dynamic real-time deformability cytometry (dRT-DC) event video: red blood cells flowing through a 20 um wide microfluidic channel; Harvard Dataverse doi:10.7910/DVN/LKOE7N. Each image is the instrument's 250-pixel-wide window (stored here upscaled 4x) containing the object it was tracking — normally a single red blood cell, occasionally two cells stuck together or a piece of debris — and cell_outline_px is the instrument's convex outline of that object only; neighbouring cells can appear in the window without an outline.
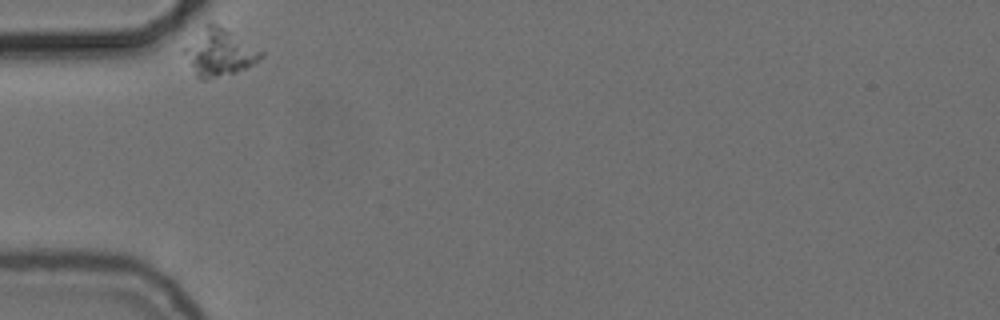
{"species": "common noctule bat (a hibernating species)", "species_latin": "Nyctalus noctula", "temperature_condition": "cold", "stored_images_in_passage": 33, "camera_frame_rate_fps": 3000, "um_per_image_px": 0.085, "animal": {"sex": "female", "body_mass_g": 24.6, "forearm_length_mm": 56.2}, "frame": {"image": 1, "passage_image": 1, "time_ms": 0.0, "image_size_px": [1000, 320], "cell_outline_px": [[264, 56], [260, 60], [244, 68], [232, 72], [204, 80], [200, 80], [196, 76], [180, 52], [204, 24], [216, 24], [232, 32], [264, 52]], "centroid_in_image_um": [18.59, 4.46], "position_along_channel_um": 66.4, "area_um2": 20.87}}
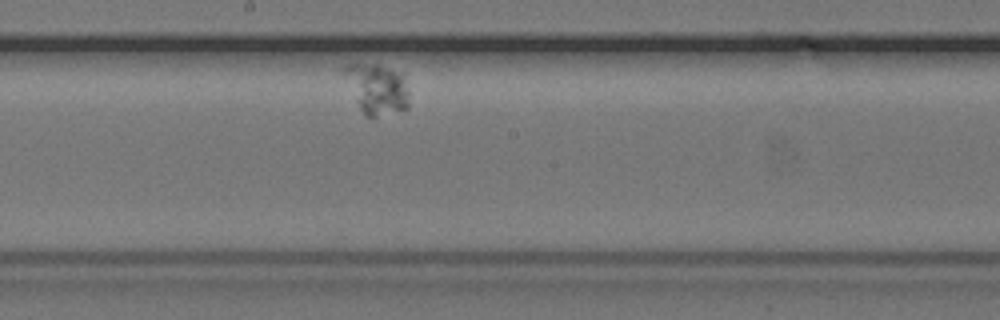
{"frame": {"image": 2, "passage_image": 17, "time_ms": 5.333, "image_size_px": [1000, 320], "cell_outline_px": [[408, 108], [372, 120], [364, 116], [360, 108], [344, 72], [344, 68], [348, 64], [376, 64], [404, 72], [408, 92]], "centroid_in_image_um": [32.11, 7.58], "position_along_channel_um": 216.1, "area_um2": 19.13}}
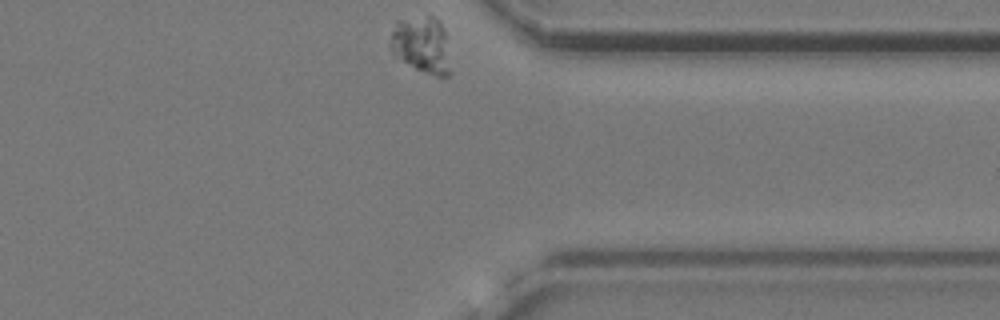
{"frame": {"image": 3, "passage_image": 33, "time_ms": 10.667, "image_size_px": [1000, 320], "cell_outline_px": [[452, 72], [448, 76], [436, 76], [416, 68], [392, 52], [388, 44], [396, 20], [428, 16], [432, 16], [440, 20], [444, 32]], "centroid_in_image_um": [35.85, 3.8], "position_along_channel_um": 375.5, "area_um2": 19.65}}